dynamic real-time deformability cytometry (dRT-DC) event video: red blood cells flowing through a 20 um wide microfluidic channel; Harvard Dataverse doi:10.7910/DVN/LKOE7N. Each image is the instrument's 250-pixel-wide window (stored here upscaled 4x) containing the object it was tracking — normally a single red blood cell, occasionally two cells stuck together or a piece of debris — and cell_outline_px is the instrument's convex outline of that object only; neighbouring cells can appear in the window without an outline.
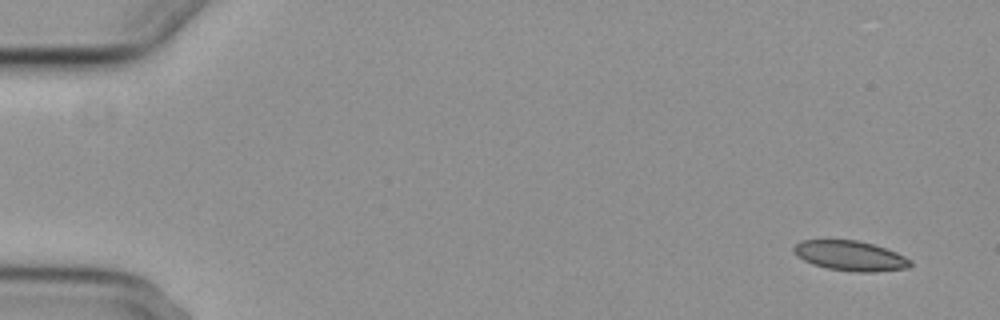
{"species": "common noctule bat (a hibernating species)", "species_latin": "Nyctalus noctula", "temperature_condition": "cold", "stored_images_in_passage": 4, "camera_frame_rate_fps": 3000, "um_per_image_px": 0.085, "animal": {"sex": "female", "body_mass_g": 29.2, "forearm_length_mm": 56.3}, "frame": {"image": 1, "passage_image": 1, "time_ms": 0.0, "image_size_px": [1000, 320], "cell_outline_px": [[912, 264], [908, 268], [872, 272], [852, 272], [828, 268], [812, 264], [796, 256], [792, 252], [792, 248], [800, 240], [856, 240], [872, 244], [896, 252], [912, 260]], "centroid_in_image_um": [72.25, 21.74], "position_along_channel_um": 12.8, "area_um2": 20.4}}